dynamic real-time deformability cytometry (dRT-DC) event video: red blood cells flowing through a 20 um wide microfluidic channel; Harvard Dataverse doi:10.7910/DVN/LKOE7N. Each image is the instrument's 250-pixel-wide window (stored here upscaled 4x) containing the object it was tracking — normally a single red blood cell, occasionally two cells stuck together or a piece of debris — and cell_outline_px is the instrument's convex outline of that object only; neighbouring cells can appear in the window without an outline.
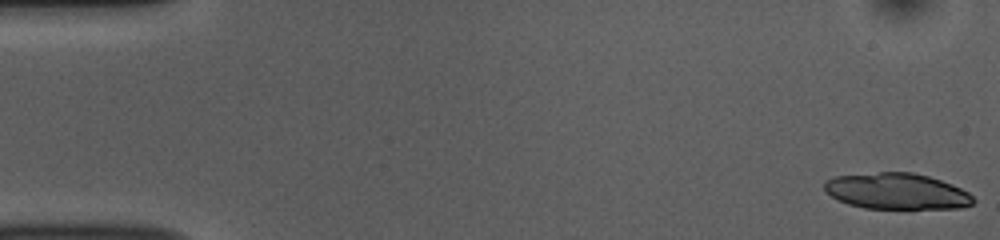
{"species": "common noctule bat (a hibernating species)", "species_latin": "Nyctalus noctula", "temperature_condition": "room temperature", "stored_images_in_passage": 40, "camera_frame_rate_fps": 3000, "um_per_image_px": 0.085, "animal": {"sex": "female", "body_mass_g": 10.0, "forearm_length_mm": 53.1}, "frame": {"image": 1, "passage_image": 1, "time_ms": 0.0, "image_size_px": [1000, 240], "cell_outline_px": [[976, 200], [972, 204], [960, 208], [864, 208], [848, 204], [824, 192], [824, 180], [836, 176], [880, 172], [912, 172], [928, 176], [952, 184], [968, 192]], "centroid_in_image_um": [76.21, 16.25], "position_along_channel_um": 8.8, "area_um2": 31.21}}
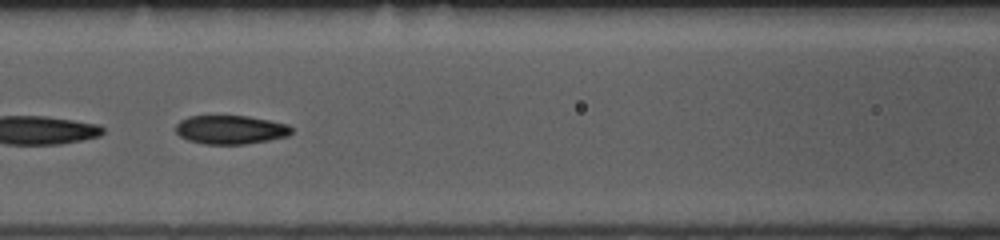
{"frame": {"image": 2, "passage_image": 23, "time_ms": 7.333, "image_size_px": [1000, 240], "cell_outline_px": [[292, 132], [288, 136], [268, 140], [244, 144], [204, 144], [188, 140], [180, 136], [176, 132], [176, 124], [180, 120], [188, 116], [248, 116], [288, 124], [292, 128]], "centroid_in_image_um": [19.59, 11.02], "position_along_channel_um": 147.0, "area_um2": 19.36}}